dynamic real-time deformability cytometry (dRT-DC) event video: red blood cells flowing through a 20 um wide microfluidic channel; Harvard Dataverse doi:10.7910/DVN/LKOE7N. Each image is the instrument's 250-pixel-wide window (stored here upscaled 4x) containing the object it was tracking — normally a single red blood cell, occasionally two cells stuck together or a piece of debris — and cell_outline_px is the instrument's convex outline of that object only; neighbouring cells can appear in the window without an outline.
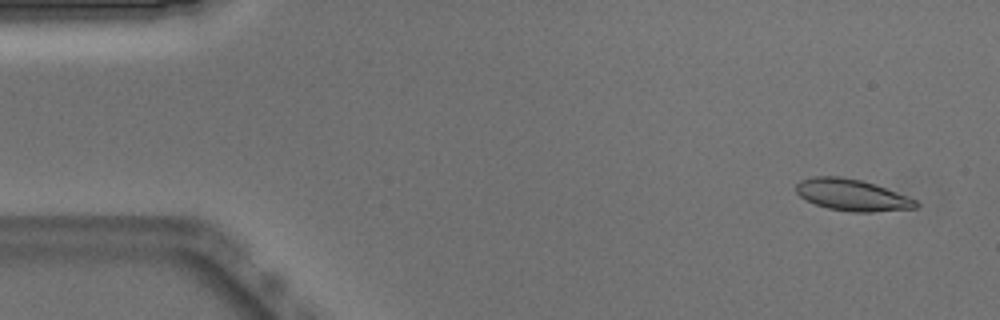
{"species": "Egyptian fruit bat (a non-hibernating species)", "species_latin": "Rousettus aegyptiacus", "temperature_condition": "warm", "stored_images_in_passage": 51, "camera_frame_rate_fps": 3000, "um_per_image_px": 0.085, "animal": {"sex": "male"}, "frame": {"image": 1, "passage_image": 3, "time_ms": 0.667, "image_size_px": [1000, 320], "cell_outline_px": [[920, 204], [916, 208], [872, 212], [852, 212], [828, 208], [816, 204], [800, 196], [796, 192], [796, 184], [800, 180], [812, 176], [840, 176], [860, 180], [876, 184], [908, 196], [916, 200]], "centroid_in_image_um": [72.44, 16.57], "position_along_channel_um": 12.6, "area_um2": 22.08}}
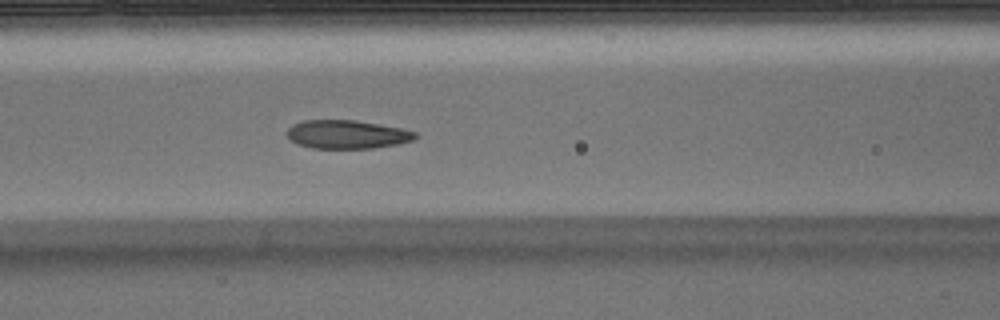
{"frame": {"image": 2, "passage_image": 21, "time_ms": 6.667, "image_size_px": [1000, 320], "cell_outline_px": [[420, 136], [412, 140], [396, 144], [372, 148], [312, 148], [296, 144], [288, 136], [288, 128], [292, 124], [304, 120], [356, 120], [400, 128], [416, 132]], "centroid_in_image_um": [29.49, 11.42], "position_along_channel_um": 137.1, "area_um2": 21.21}}
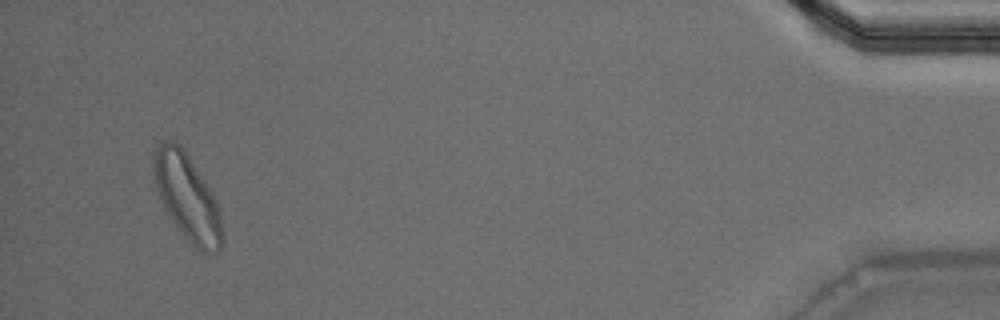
{"frame": {"image": 3, "passage_image": 49, "time_ms": 16.0, "image_size_px": [1000, 320], "cell_outline_px": [[224, 240], [220, 248], [216, 252], [204, 252], [196, 248], [180, 232], [172, 220], [156, 188], [152, 172], [152, 164], [156, 152], [160, 144], [168, 140], [172, 140], [180, 144], [184, 148], [212, 192], [216, 200], [220, 216]], "centroid_in_image_um": [15.93, 16.76], "position_along_channel_um": 419.3, "area_um2": 33.99}, "authors_computed_cell_mechanics": {"area_um2": 22.3108, "velocity_mm_per_s": 3.8664, "shape_relaxation_time_tau1_ms": 5.0065, "shape_relaxation_time_tau2_ms": 1.3658, "deformation_change_tau1": 0.1483, "deformation_change_tau2": 0.0795}}